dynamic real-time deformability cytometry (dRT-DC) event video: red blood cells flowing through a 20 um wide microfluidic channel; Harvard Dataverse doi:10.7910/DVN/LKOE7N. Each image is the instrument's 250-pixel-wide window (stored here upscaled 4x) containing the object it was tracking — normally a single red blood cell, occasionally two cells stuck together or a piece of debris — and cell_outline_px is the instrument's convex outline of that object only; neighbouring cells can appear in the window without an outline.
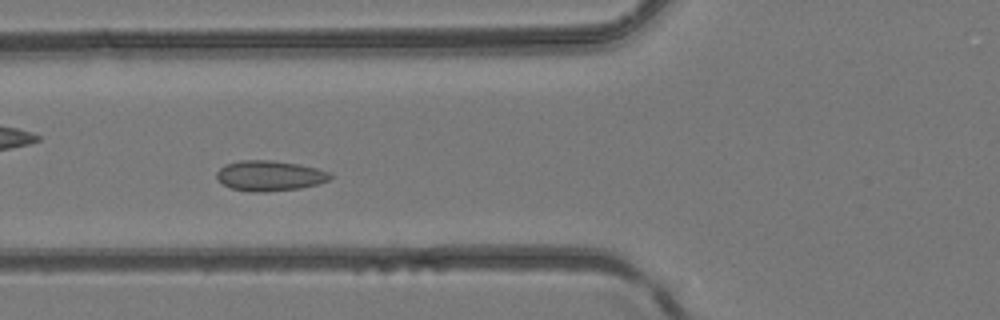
{"species": "common noctule bat (a hibernating species)", "species_latin": "Nyctalus noctula", "temperature_condition": "room temperature", "stored_images_in_passage": 41, "camera_frame_rate_fps": 3000, "um_per_image_px": 0.085, "animal": {"sex": "female", "body_mass_g": 24.6, "forearm_length_mm": 56.2}, "frame": {"image": 1, "passage_image": 12, "time_ms": 3.667, "image_size_px": [1000, 320], "cell_outline_px": [[332, 176], [328, 180], [316, 184], [300, 188], [264, 192], [252, 192], [232, 188], [224, 184], [216, 176], [216, 172], [224, 164], [240, 160], [272, 160], [300, 164], [316, 168], [328, 172]], "centroid_in_image_um": [22.9, 14.92], "position_along_channel_um": 102.9, "area_um2": 19.94}}
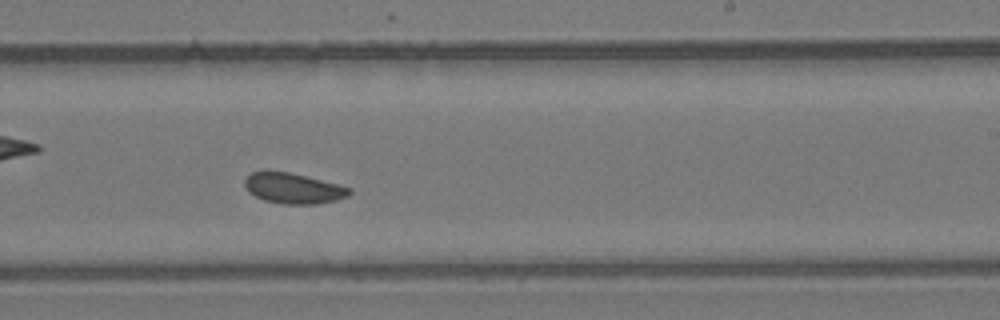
{"frame": {"image": 2, "passage_image": 23, "time_ms": 7.333, "image_size_px": [1000, 320], "cell_outline_px": [[352, 192], [348, 196], [336, 200], [316, 204], [280, 204], [264, 200], [248, 192], [244, 184], [244, 180], [252, 172], [288, 172], [352, 188]], "centroid_in_image_um": [24.93, 16.03], "position_along_channel_um": 264.1, "area_um2": 18.32}}
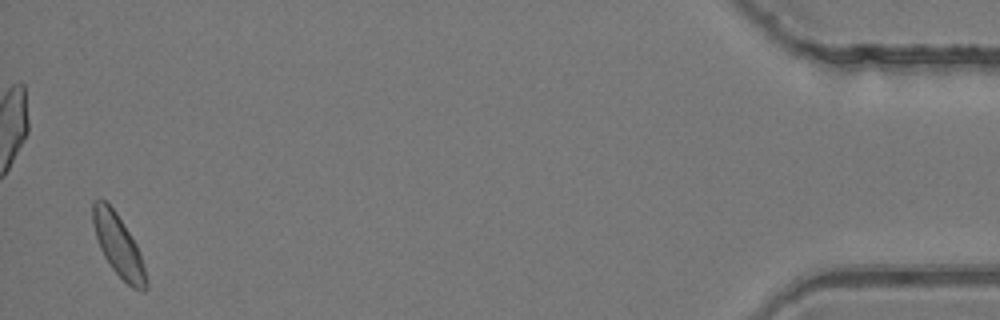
{"frame": {"image": 3, "passage_image": 40, "time_ms": 13.0, "image_size_px": [1000, 320], "cell_outline_px": [[148, 288], [144, 292], [132, 288], [108, 264], [100, 248], [92, 224], [92, 204], [96, 200], [104, 200], [116, 212], [136, 244], [140, 252], [148, 284]], "centroid_in_image_um": [10.06, 20.9], "position_along_channel_um": 425.1, "area_um2": 18.96}}